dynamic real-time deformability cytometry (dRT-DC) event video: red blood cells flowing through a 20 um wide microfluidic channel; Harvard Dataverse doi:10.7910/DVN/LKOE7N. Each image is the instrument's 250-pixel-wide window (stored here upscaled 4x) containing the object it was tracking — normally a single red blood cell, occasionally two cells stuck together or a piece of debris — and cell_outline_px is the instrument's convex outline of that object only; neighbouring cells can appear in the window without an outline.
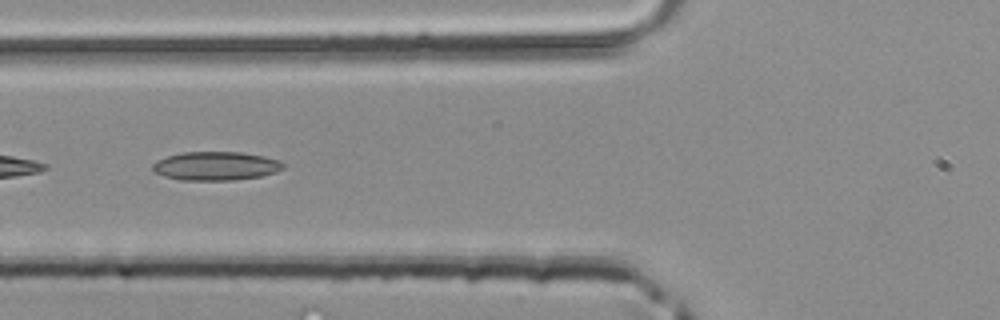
{"species": "common noctule bat (a hibernating species)", "species_latin": "Nyctalus noctula", "temperature_condition": "room temperature", "stored_images_in_passage": 45, "camera_frame_rate_fps": 3000, "um_per_image_px": 0.085, "animal": {"sex": "male", "body_mass_g": 20.4}, "frame": {"image": 1, "passage_image": 17, "time_ms": 5.333, "image_size_px": [1000, 320], "cell_outline_px": [[284, 168], [276, 172], [260, 176], [232, 180], [180, 180], [164, 176], [156, 172], [152, 168], [152, 164], [156, 160], [168, 156], [184, 152], [240, 152], [264, 156], [280, 160], [284, 164]], "centroid_in_image_um": [18.35, 14.1], "position_along_channel_um": 107.4, "area_um2": 21.79}}
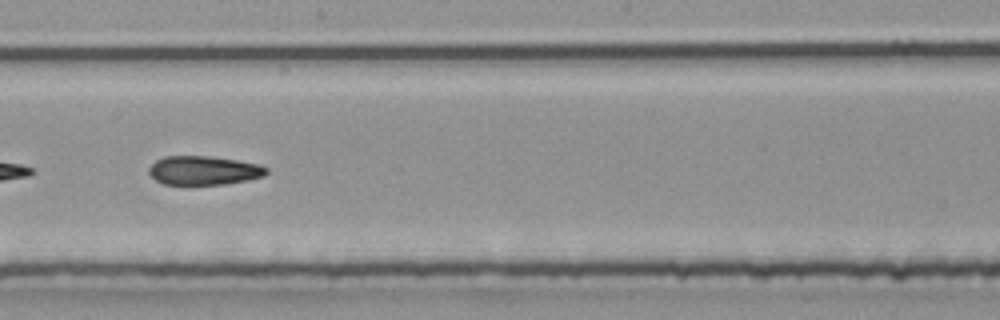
{"frame": {"image": 2, "passage_image": 25, "time_ms": 8.0, "image_size_px": [1000, 320], "cell_outline_px": [[268, 172], [264, 176], [228, 184], [164, 184], [156, 180], [148, 172], [148, 168], [156, 160], [164, 156], [212, 156], [236, 160], [256, 164], [268, 168]], "centroid_in_image_um": [17.31, 14.48], "position_along_channel_um": 230.9, "area_um2": 19.71}}
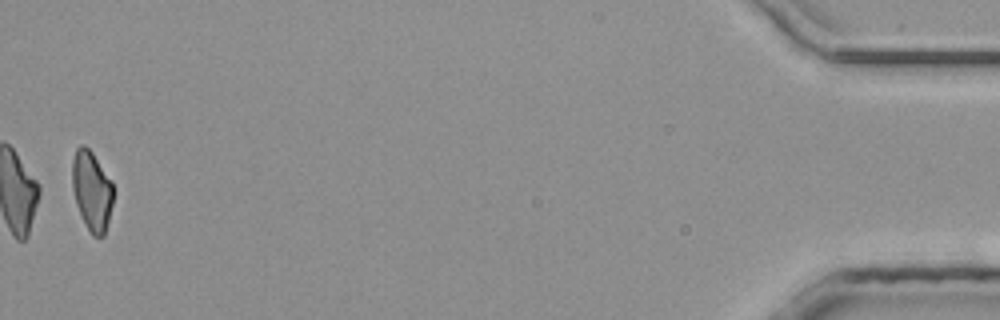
{"frame": {"image": 3, "passage_image": 44, "time_ms": 14.333, "image_size_px": [1000, 320], "cell_outline_px": [[112, 204], [104, 236], [92, 236], [76, 204], [72, 188], [72, 160], [76, 148], [80, 144], [84, 144], [92, 152], [112, 180]], "centroid_in_image_um": [7.79, 16.16], "position_along_channel_um": 427.4, "area_um2": 18.9}}